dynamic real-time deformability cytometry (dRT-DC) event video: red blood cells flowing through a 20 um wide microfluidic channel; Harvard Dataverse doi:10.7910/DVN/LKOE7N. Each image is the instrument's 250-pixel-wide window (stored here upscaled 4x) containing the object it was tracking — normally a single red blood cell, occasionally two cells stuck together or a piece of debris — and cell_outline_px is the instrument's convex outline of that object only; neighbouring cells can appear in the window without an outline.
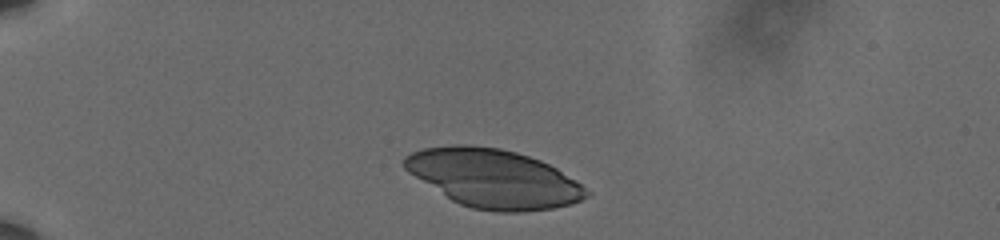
{"species": "human", "species_latin": "Homo sapiens", "temperature_condition": "cold", "stored_images_in_passage": 6, "camera_frame_rate_fps": 3000, "um_per_image_px": 0.085, "donor": {"sex": "male"}, "frame": {"image": 1, "passage_image": 1, "time_ms": 0.0, "image_size_px": [1000, 240], "cell_outline_px": [[592, 192], [588, 196], [572, 204], [552, 208], [524, 212], [496, 212], [472, 208], [460, 204], [452, 200], [408, 172], [404, 168], [404, 156], [412, 152], [424, 148], [452, 144], [468, 144], [500, 148], [516, 152], [540, 160], [556, 168], [576, 180]], "centroid_in_image_um": [41.97, 15.16], "position_along_channel_um": 43.0, "area_um2": 62.02}}